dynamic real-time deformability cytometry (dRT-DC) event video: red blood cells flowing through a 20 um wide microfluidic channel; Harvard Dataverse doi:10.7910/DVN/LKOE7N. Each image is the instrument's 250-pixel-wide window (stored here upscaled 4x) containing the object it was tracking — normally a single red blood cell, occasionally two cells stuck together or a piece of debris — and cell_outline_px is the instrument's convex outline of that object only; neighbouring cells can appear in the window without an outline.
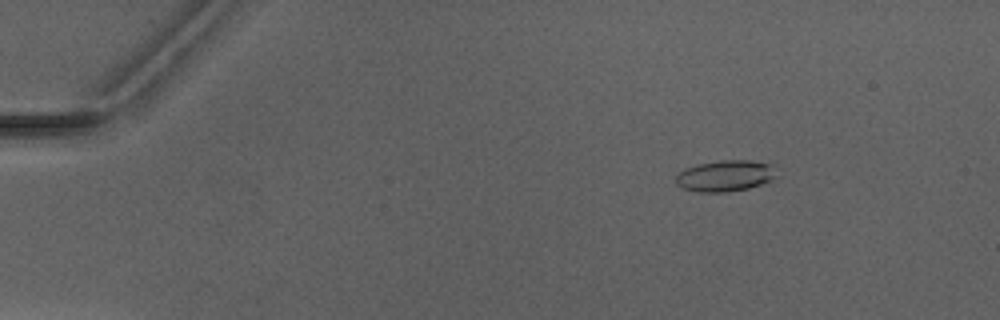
{"species": "Egyptian fruit bat (a non-hibernating species)", "species_latin": "Rousettus aegyptiacus", "temperature_condition": "warm", "stored_images_in_passage": 6, "camera_frame_rate_fps": 3000, "um_per_image_px": 0.085, "animal": {"sex": "male"}, "frame": {"image": 1, "passage_image": 3, "time_ms": 2.333, "image_size_px": [1000, 320], "cell_outline_px": [[776, 176], [772, 180], [748, 188], [728, 192], [696, 192], [684, 188], [676, 184], [676, 176], [680, 172], [688, 168], [700, 164], [720, 160], [752, 160], [772, 164]], "centroid_in_image_um": [61.66, 14.95], "position_along_channel_um": 23.3, "area_um2": 18.15}}
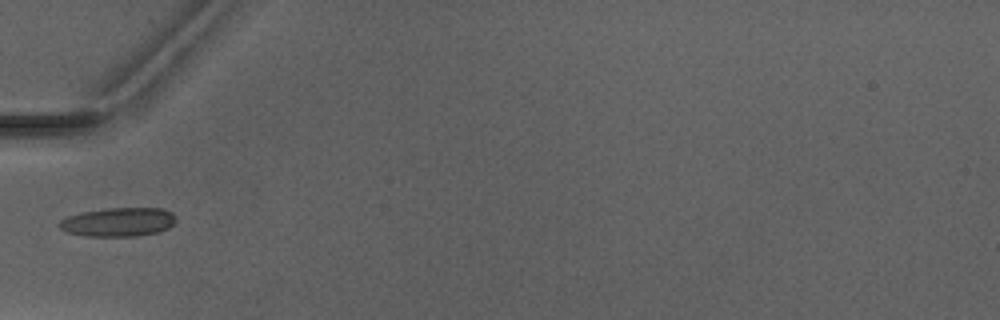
{"frame": {"image": 2, "passage_image": 6, "time_ms": 6.0, "image_size_px": [1000, 320], "cell_outline_px": [[176, 220], [168, 228], [160, 232], [140, 236], [88, 236], [68, 232], [60, 228], [56, 224], [60, 220], [68, 216], [80, 212], [108, 208], [164, 208], [172, 212], [176, 216]], "centroid_in_image_um": [10.08, 18.87], "position_along_channel_um": 74.9, "area_um2": 19.83}}